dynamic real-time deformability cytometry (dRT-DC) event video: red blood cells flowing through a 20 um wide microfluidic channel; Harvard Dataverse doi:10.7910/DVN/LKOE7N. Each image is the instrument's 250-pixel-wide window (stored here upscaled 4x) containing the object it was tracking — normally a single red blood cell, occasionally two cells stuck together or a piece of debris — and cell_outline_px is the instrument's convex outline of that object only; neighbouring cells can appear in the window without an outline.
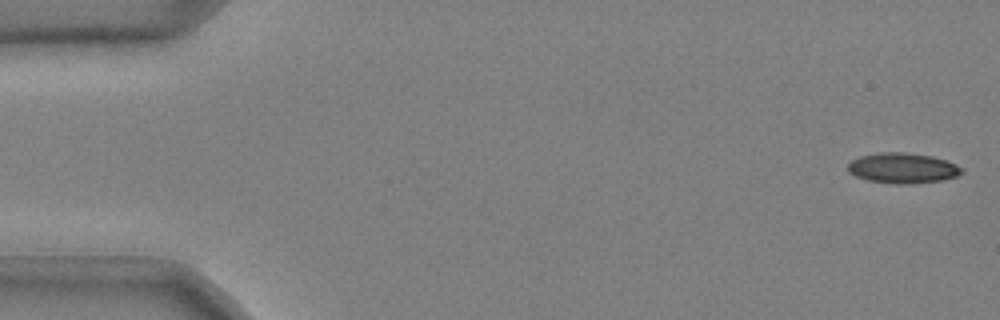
{"species": "common noctule bat (a hibernating species)", "species_latin": "Nyctalus noctula", "temperature_condition": "cold", "stored_images_in_passage": 50, "camera_frame_rate_fps": 3000, "um_per_image_px": 0.085, "animal": {"sex": "male", "body_mass_g": 20.4}, "frame": {"image": 1, "passage_image": 1, "time_ms": 0.0, "image_size_px": [1000, 320], "cell_outline_px": [[964, 172], [956, 176], [940, 180], [912, 184], [896, 184], [868, 180], [856, 176], [848, 172], [848, 164], [852, 160], [860, 156], [880, 152], [904, 152], [932, 156], [948, 160], [964, 168]], "centroid_in_image_um": [76.75, 14.28], "position_along_channel_um": 8.2, "area_um2": 20.23}}
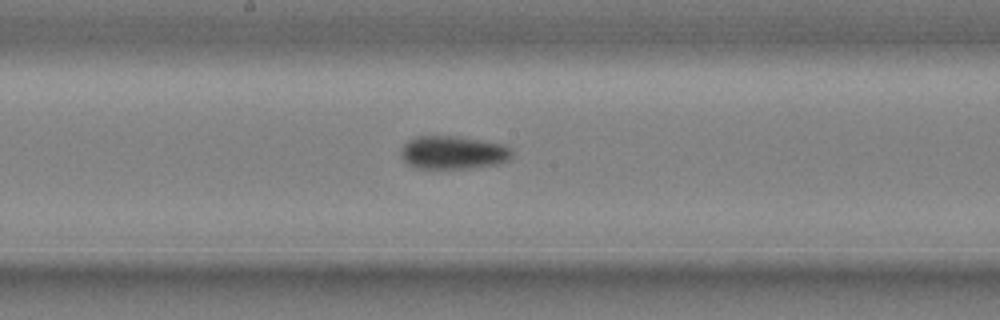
{"frame": {"image": 2, "passage_image": 28, "time_ms": 9.0, "image_size_px": [1000, 320], "cell_outline_px": [[512, 160], [504, 164], [472, 168], [416, 168], [408, 164], [404, 160], [400, 152], [404, 144], [408, 140], [416, 136], [456, 136], [504, 144], [512, 148]], "centroid_in_image_um": [38.59, 12.97], "position_along_channel_um": 209.6, "area_um2": 21.85}}
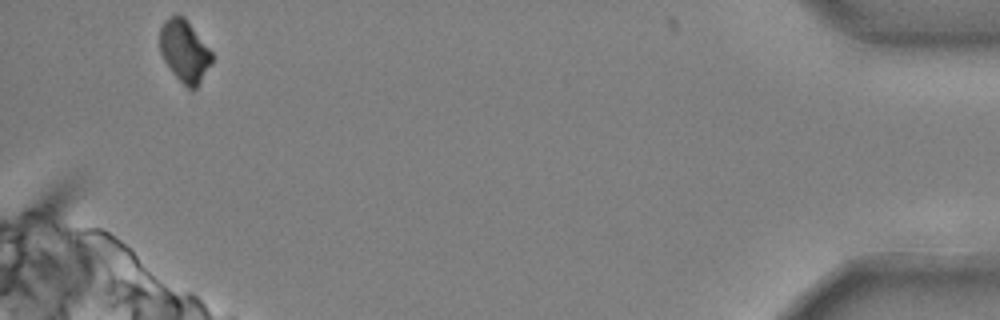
{"frame": {"image": 3, "passage_image": 50, "time_ms": 16.333, "image_size_px": [1000, 320], "cell_outline_px": [[212, 64], [196, 88], [192, 92], [172, 72], [164, 60], [160, 52], [160, 28], [164, 20], [168, 16], [176, 12], [184, 16], [212, 52]], "centroid_in_image_um": [15.67, 4.31], "position_along_channel_um": 419.5, "area_um2": 18.96}, "authors_computed_cell_mechanics": {"area_um2": 20.7213, "velocity_mm_per_s": 3.7022, "shape_relaxation_time_tau1_ms": 8.2051, "shape_relaxation_time_tau2_ms": null, "deformation_change_tau1": 0.1812, "deformation_change_tau2": null}}